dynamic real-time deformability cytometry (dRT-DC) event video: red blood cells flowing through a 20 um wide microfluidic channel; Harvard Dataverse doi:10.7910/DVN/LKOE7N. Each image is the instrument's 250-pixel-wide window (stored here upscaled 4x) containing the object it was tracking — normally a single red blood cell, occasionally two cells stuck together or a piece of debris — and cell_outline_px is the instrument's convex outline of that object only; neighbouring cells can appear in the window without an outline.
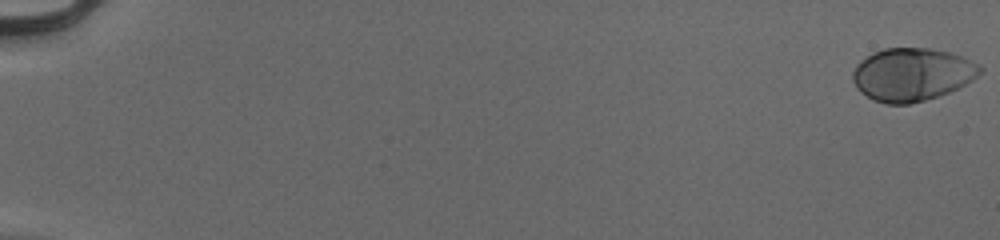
{"species": "human", "species_latin": "Homo sapiens", "temperature_condition": "cold", "stored_images_in_passage": 55, "camera_frame_rate_fps": 3000, "um_per_image_px": 0.085, "donor": {"sex": "male"}, "frame": {"image": 1, "passage_image": 1, "time_ms": 0.0, "image_size_px": [1000, 240], "cell_outline_px": [[984, 72], [972, 80], [948, 92], [924, 100], [908, 104], [884, 104], [872, 100], [860, 92], [856, 88], [852, 80], [852, 72], [856, 64], [860, 60], [872, 52], [884, 48], [932, 48], [948, 52], [960, 56], [980, 64], [984, 68]], "centroid_in_image_um": [77.49, 6.32], "position_along_channel_um": 7.5, "area_um2": 39.54}}
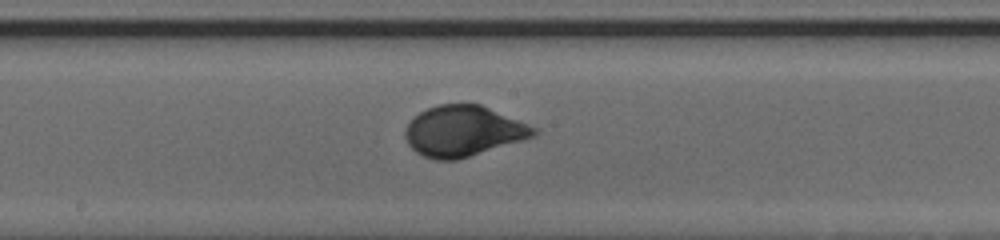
{"frame": {"image": 2, "passage_image": 32, "time_ms": 10.333, "image_size_px": [1000, 240], "cell_outline_px": [[540, 132], [536, 136], [524, 140], [456, 160], [436, 160], [424, 156], [416, 152], [408, 144], [404, 136], [404, 132], [412, 116], [436, 104], [480, 104], [528, 124], [536, 128]], "centroid_in_image_um": [39.37, 11.14], "position_along_channel_um": 208.8, "area_um2": 37.97}}
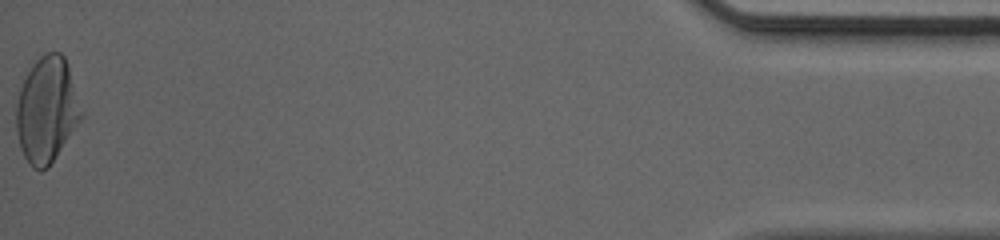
{"frame": {"image": 3, "passage_image": 55, "time_ms": 18.0, "image_size_px": [1000, 240], "cell_outline_px": [[80, 120], [48, 168], [40, 172], [32, 168], [28, 164], [20, 148], [16, 132], [16, 104], [20, 88], [32, 64], [40, 56], [48, 52], [60, 52], [64, 56], [68, 68], [80, 112]], "centroid_in_image_um": [3.91, 9.39], "position_along_channel_um": 431.3, "area_um2": 39.19}, "authors_computed_cell_mechanics": {"area_um2": 37.9168, "velocity_mm_per_s": 3.9774, "shape_relaxation_time_tau1_ms": 2.8435, "shape_relaxation_time_tau2_ms": null, "deformation_change_tau1": 0.1689, "deformation_change_tau2": null}}